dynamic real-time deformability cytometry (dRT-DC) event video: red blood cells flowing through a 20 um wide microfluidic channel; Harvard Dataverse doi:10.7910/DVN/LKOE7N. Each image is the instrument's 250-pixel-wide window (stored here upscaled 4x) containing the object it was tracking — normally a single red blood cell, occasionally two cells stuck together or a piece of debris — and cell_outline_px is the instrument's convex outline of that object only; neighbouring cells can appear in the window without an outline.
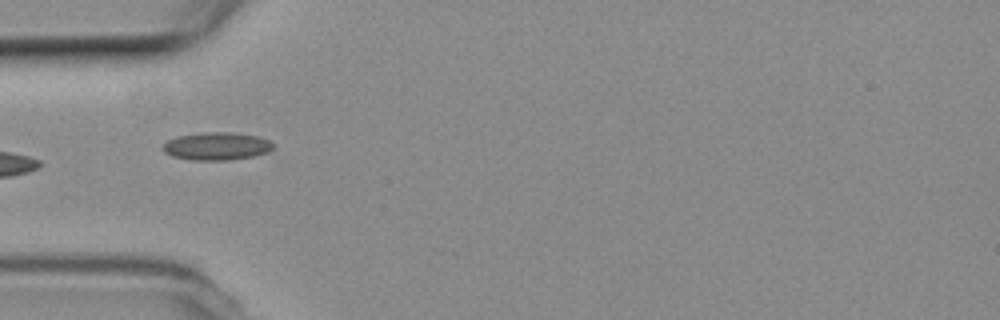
{"species": "common noctule bat (a hibernating species)", "species_latin": "Nyctalus noctula", "temperature_condition": "room temperature", "stored_images_in_passage": 6, "camera_frame_rate_fps": 3000, "um_per_image_px": 0.085, "animal": {"sex": "female", "body_mass_g": 19.3, "forearm_length_mm": 54.1}, "frame": {"image": 1, "passage_image": 3, "time_ms": 0.667, "image_size_px": [1000, 320], "cell_outline_px": [[276, 144], [268, 152], [252, 156], [228, 160], [192, 160], [172, 156], [164, 152], [160, 148], [168, 140], [176, 136], [204, 132], [228, 132], [256, 136], [272, 140]], "centroid_in_image_um": [18.41, 12.42], "position_along_channel_um": 66.6, "area_um2": 17.98}}
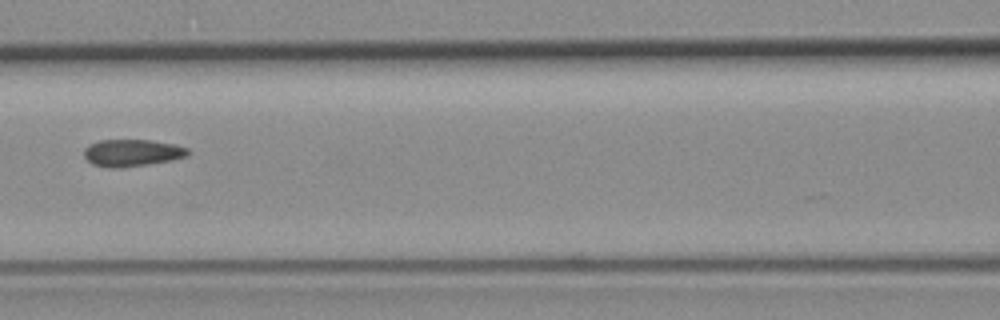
{"frame": {"image": 2, "passage_image": 5, "time_ms": 1.333, "image_size_px": [1000, 320], "cell_outline_px": [[192, 152], [188, 156], [172, 160], [148, 164], [120, 168], [108, 168], [92, 164], [84, 156], [84, 148], [88, 144], [100, 140], [148, 140], [176, 144], [188, 148]], "centroid_in_image_um": [11.24, 12.99], "position_along_channel_um": 155.4, "area_um2": 16.59}}
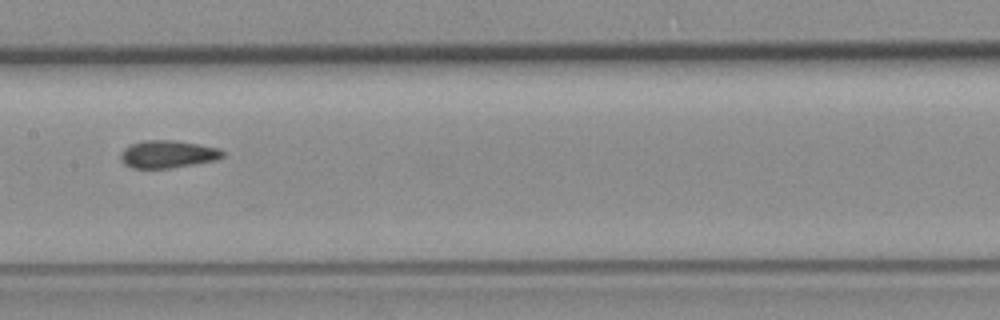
{"frame": {"image": 3, "passage_image": 6, "time_ms": 1.667, "image_size_px": [1000, 320], "cell_outline_px": [[224, 156], [216, 160], [168, 168], [132, 168], [124, 164], [120, 156], [120, 152], [124, 148], [132, 144], [144, 140], [172, 140], [220, 148], [224, 152]], "centroid_in_image_um": [14.24, 13.1], "position_along_channel_um": 193.2, "area_um2": 16.24}}